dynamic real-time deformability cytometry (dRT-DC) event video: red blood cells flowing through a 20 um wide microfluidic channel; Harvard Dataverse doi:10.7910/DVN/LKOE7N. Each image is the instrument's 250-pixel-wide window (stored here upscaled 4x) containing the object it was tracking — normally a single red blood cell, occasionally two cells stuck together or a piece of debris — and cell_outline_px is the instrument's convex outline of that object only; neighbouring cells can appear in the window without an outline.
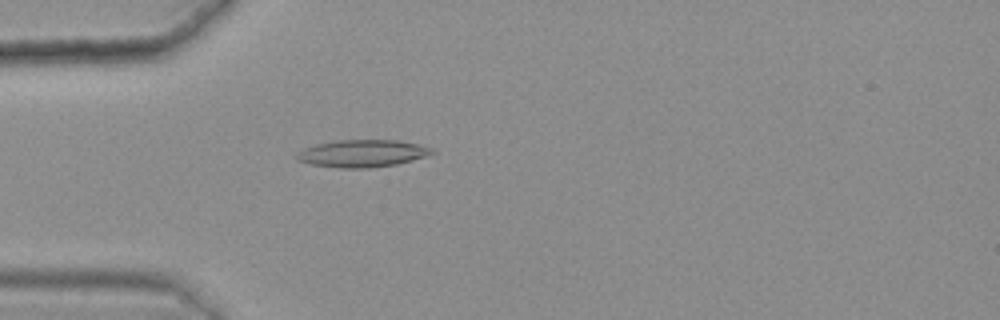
{"species": "common noctule bat (a hibernating species)", "species_latin": "Nyctalus noctula", "temperature_condition": "warm", "stored_images_in_passage": 35, "camera_frame_rate_fps": 3000, "um_per_image_px": 0.085, "animal": {"sex": "female", "body_mass_g": 25.1}, "frame": {"image": 1, "passage_image": 2, "time_ms": 0.333, "image_size_px": [1000, 320], "cell_outline_px": [[436, 152], [424, 156], [396, 164], [372, 168], [340, 168], [312, 164], [296, 160], [296, 152], [304, 148], [316, 144], [336, 140], [396, 140], [416, 144], [432, 148]], "centroid_in_image_um": [30.75, 13.04], "position_along_channel_um": 54.3, "area_um2": 21.39}}
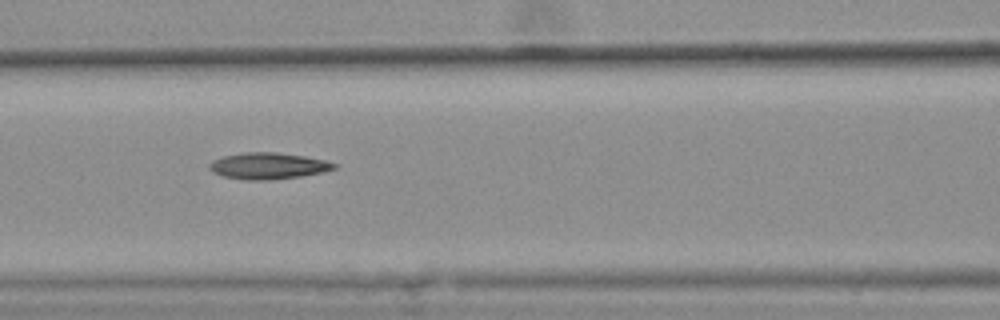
{"frame": {"image": 2, "passage_image": 10, "time_ms": 3.0, "image_size_px": [1000, 320], "cell_outline_px": [[336, 168], [320, 172], [300, 176], [268, 180], [248, 180], [224, 176], [212, 172], [208, 168], [208, 164], [212, 160], [224, 156], [244, 152], [276, 152], [304, 156], [324, 160], [336, 164]], "centroid_in_image_um": [22.74, 14.09], "position_along_channel_um": 143.9, "area_um2": 19.02}}
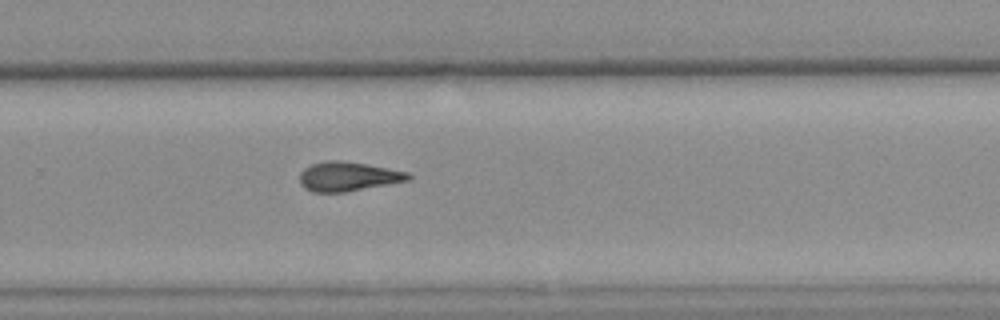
{"frame": {"image": 3, "passage_image": 23, "time_ms": 7.333, "image_size_px": [1000, 320], "cell_outline_px": [[412, 176], [408, 180], [344, 192], [312, 192], [304, 188], [300, 184], [300, 172], [304, 168], [312, 164], [328, 160], [336, 160], [364, 164], [388, 168], [408, 172]], "centroid_in_image_um": [29.54, 15.0], "position_along_channel_um": 300.3, "area_um2": 18.26}, "authors_computed_cell_mechanics": {"area_um2": 18.3804, "velocity_mm_per_s": 3.6161, "shape_relaxation_time_tau1_ms": null, "shape_relaxation_time_tau2_ms": 9.1655, "deformation_change_tau1": null, "deformation_change_tau2": 0.2103}}